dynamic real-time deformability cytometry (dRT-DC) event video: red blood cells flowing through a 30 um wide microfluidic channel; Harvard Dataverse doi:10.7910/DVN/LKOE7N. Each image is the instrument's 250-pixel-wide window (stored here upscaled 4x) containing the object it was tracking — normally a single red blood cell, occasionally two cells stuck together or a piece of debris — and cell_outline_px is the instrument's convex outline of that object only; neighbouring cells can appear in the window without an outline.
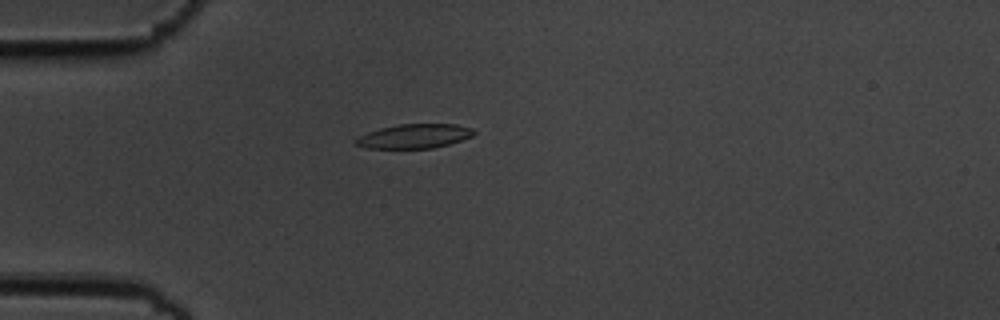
{"species": "common noctule bat (a hibernating species)", "species_latin": "Nyctalus noctula", "temperature_condition": "cold", "stored_images_in_passage": 3, "camera_frame_rate_fps": 3000, "um_per_image_px": 0.085, "animal": {"sex": "male", "body_mass_g": 19.5, "forearm_length_mm": 54.6}, "frame": {"image": 1, "passage_image": 2, "time_ms": 0.333, "image_size_px": [1000, 320], "cell_outline_px": [[476, 132], [472, 136], [448, 144], [432, 148], [364, 148], [352, 144], [352, 140], [368, 132], [380, 128], [400, 124], [456, 124], [472, 128]], "centroid_in_image_um": [35.17, 11.57], "position_along_channel_um": 49.8, "area_um2": 16.7}}